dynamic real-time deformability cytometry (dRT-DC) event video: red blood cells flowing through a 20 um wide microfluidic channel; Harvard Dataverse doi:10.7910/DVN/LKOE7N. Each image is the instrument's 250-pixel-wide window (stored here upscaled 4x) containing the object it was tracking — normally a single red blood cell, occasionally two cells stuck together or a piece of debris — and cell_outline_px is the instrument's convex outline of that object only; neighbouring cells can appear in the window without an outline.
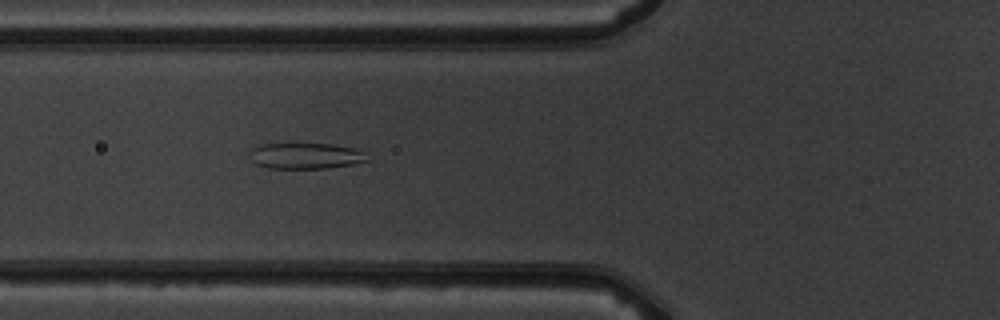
{"species": "common noctule bat (a hibernating species)", "species_latin": "Nyctalus noctula", "temperature_condition": "warm", "stored_images_in_passage": 5, "camera_frame_rate_fps": 3000, "um_per_image_px": 0.085, "animal": {"sex": "male", "body_mass_g": 19.5, "forearm_length_mm": 54.6}, "frame": {"image": 1, "passage_image": 5, "time_ms": 5.333, "image_size_px": [1000, 320], "cell_outline_px": [[368, 160], [352, 164], [324, 168], [268, 168], [256, 164], [252, 160], [248, 152], [252, 148], [260, 144], [332, 144], [356, 148], [364, 152]], "centroid_in_image_um": [25.95, 13.24], "position_along_channel_um": 99.9, "area_um2": 17.69}}